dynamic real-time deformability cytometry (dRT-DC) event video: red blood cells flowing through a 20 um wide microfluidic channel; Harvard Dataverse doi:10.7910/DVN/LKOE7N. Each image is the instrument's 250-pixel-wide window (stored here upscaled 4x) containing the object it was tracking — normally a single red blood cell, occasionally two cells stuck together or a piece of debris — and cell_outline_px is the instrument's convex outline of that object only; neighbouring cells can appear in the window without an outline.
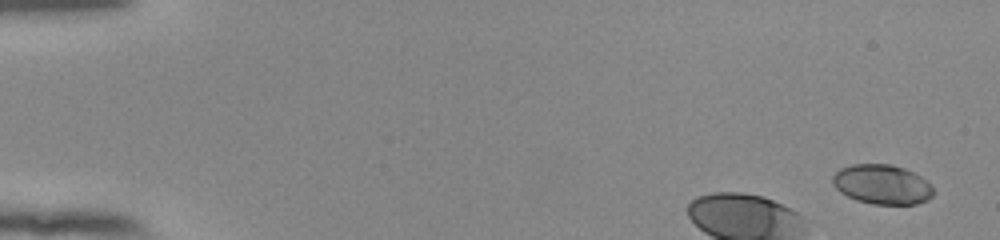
{"species": "human", "species_latin": "Homo sapiens", "temperature_condition": "room temperature", "stored_images_in_passage": 10, "camera_frame_rate_fps": 3000, "um_per_image_px": 0.085, "donor": {"sex": "female"}, "frame": {"image": 1, "passage_image": 1, "time_ms": 0.0, "image_size_px": [1000, 240], "cell_outline_px": [[932, 196], [928, 200], [916, 204], [872, 204], [856, 200], [840, 192], [832, 184], [832, 176], [840, 168], [852, 164], [892, 164], [904, 168], [920, 176], [932, 184]], "centroid_in_image_um": [74.97, 15.67], "position_along_channel_um": 10.0, "area_um2": 23.35}}